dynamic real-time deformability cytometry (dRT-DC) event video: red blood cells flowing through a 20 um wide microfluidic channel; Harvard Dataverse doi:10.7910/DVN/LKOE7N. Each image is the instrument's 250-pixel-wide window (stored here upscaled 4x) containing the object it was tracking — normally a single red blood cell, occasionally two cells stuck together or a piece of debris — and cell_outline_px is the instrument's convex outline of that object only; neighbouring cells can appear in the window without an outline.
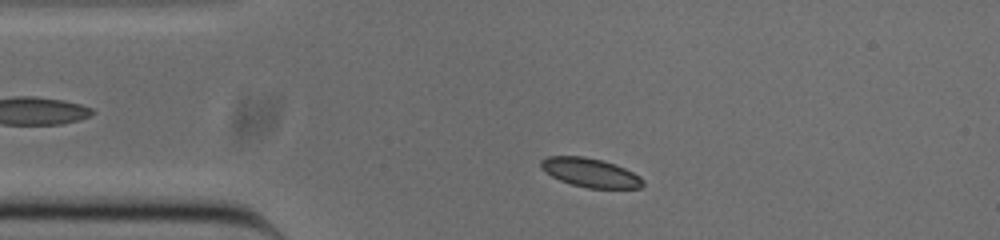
{"species": "common noctule bat (a hibernating species)", "species_latin": "Nyctalus noctula", "temperature_condition": "cold", "stored_images_in_passage": 46, "camera_frame_rate_fps": 3000, "um_per_image_px": 0.085, "animal": {"sex": "male", "body_mass_g": 20.0, "forearm_length_mm": 53.3}, "frame": {"image": 1, "passage_image": 4, "time_ms": 1.0, "image_size_px": [1000, 240], "cell_outline_px": [[644, 184], [640, 188], [588, 188], [572, 184], [560, 180], [544, 172], [540, 168], [540, 160], [548, 156], [584, 156], [604, 160], [616, 164], [640, 176], [644, 180]], "centroid_in_image_um": [50.16, 14.66], "position_along_channel_um": 34.8, "area_um2": 17.34}}
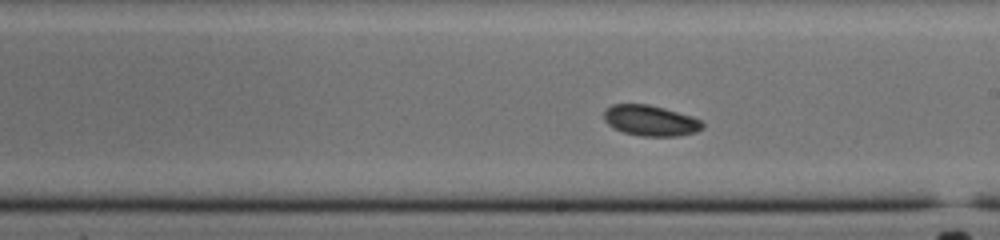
{"frame": {"image": 2, "passage_image": 22, "time_ms": 7.0, "image_size_px": [1000, 240], "cell_outline_px": [[704, 128], [696, 132], [676, 136], [640, 136], [624, 132], [608, 124], [604, 120], [604, 108], [612, 104], [648, 104], [664, 108], [692, 116], [700, 120], [704, 124]], "centroid_in_image_um": [55.29, 10.24], "position_along_channel_um": 233.7, "area_um2": 17.63}}
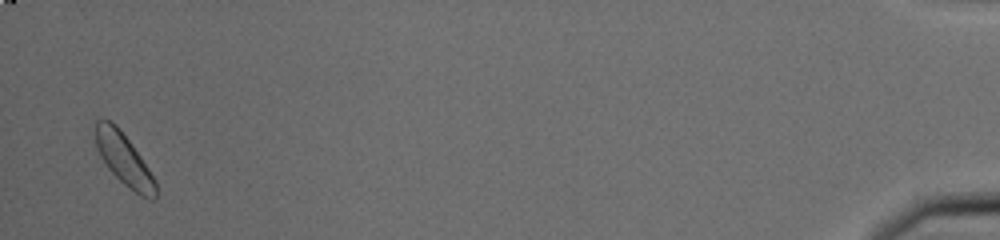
{"frame": {"image": 3, "passage_image": 45, "time_ms": 14.667, "image_size_px": [1000, 240], "cell_outline_px": [[156, 200], [148, 200], [140, 196], [124, 184], [108, 168], [100, 156], [96, 144], [96, 120], [112, 120], [116, 124], [140, 156], [156, 180]], "centroid_in_image_um": [10.56, 13.59], "position_along_channel_um": 424.6, "area_um2": 17.92}, "authors_computed_cell_mechanics": {"area_um2": 17.629, "velocity_mm_per_s": 3.7836, "shape_relaxation_time_tau1_ms": 1.7041, "shape_relaxation_time_tau2_ms": null, "deformation_change_tau1": 0.0712, "deformation_change_tau2": null}}